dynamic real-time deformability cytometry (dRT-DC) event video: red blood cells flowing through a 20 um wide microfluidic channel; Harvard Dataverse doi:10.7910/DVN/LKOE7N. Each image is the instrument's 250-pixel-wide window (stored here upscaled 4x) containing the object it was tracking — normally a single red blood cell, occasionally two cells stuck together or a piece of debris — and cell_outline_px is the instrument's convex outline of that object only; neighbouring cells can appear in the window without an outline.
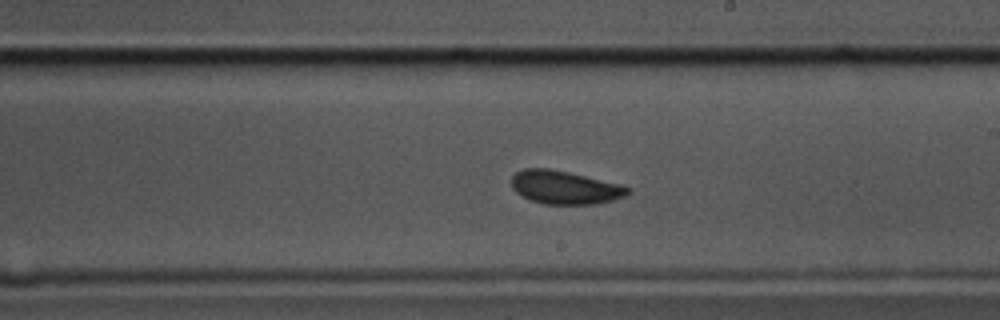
{"species": "common noctule bat (a hibernating species)", "species_latin": "Nyctalus noctula", "temperature_condition": "cold", "stored_images_in_passage": 57, "camera_frame_rate_fps": 3000, "um_per_image_px": 0.085, "animal": {"sex": "male", "body_mass_g": 17.5, "forearm_length_mm": 52.3}, "frame": {"image": 1, "passage_image": 32, "time_ms": 10.333, "image_size_px": [1000, 320], "cell_outline_px": [[632, 192], [628, 196], [596, 204], [544, 204], [520, 196], [512, 188], [512, 176], [516, 172], [524, 168], [548, 168], [568, 172], [620, 184], [632, 188]], "centroid_in_image_um": [48.03, 15.93], "position_along_channel_um": 241.0, "area_um2": 22.72}}
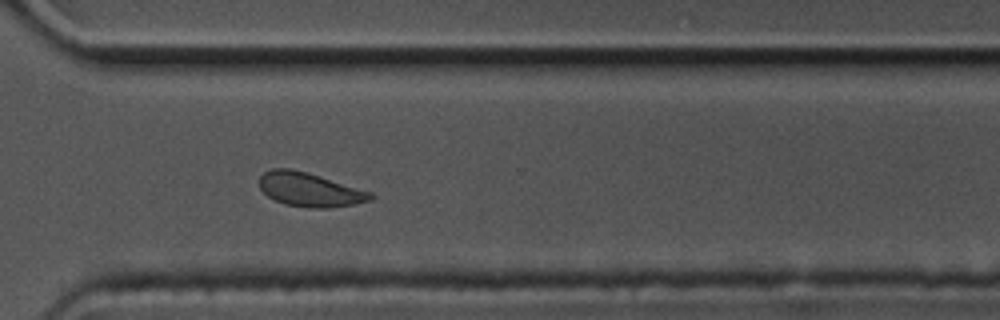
{"frame": {"image": 2, "passage_image": 41, "time_ms": 13.333, "image_size_px": [1000, 320], "cell_outline_px": [[376, 196], [372, 200], [352, 204], [328, 208], [308, 208], [284, 204], [268, 196], [260, 188], [260, 176], [264, 172], [272, 168], [288, 168], [308, 172], [372, 192]], "centroid_in_image_um": [26.34, 16.11], "position_along_channel_um": 344.3, "area_um2": 22.02}}
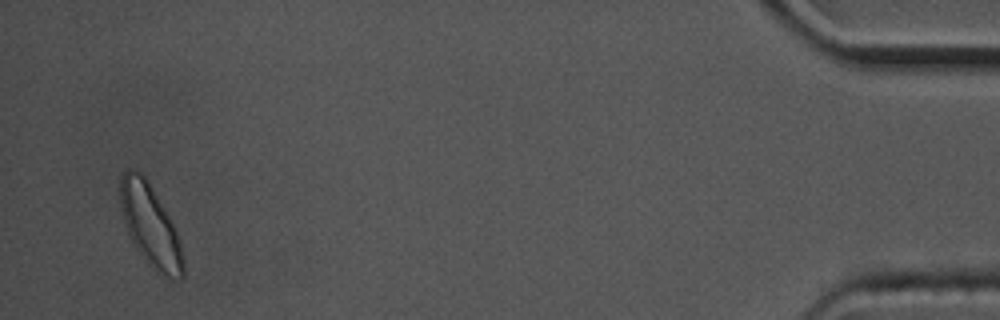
{"frame": {"image": 3, "passage_image": 55, "time_ms": 18.0, "image_size_px": [1000, 320], "cell_outline_px": [[184, 276], [180, 280], [156, 272], [144, 260], [136, 248], [124, 224], [120, 208], [120, 176], [128, 168], [132, 168], [140, 172], [148, 180], [168, 216], [176, 232], [180, 244], [184, 260]], "centroid_in_image_um": [12.75, 19.16], "position_along_channel_um": 422.5, "area_um2": 29.82}, "authors_computed_cell_mechanics": {"area_um2": 23.12, "velocity_mm_per_s": 3.4339, "shape_relaxation_time_tau1_ms": 7.6088, "shape_relaxation_time_tau2_ms": 2.2194, "deformation_change_tau1": 0.0979, "deformation_change_tau2": 0.0464}}